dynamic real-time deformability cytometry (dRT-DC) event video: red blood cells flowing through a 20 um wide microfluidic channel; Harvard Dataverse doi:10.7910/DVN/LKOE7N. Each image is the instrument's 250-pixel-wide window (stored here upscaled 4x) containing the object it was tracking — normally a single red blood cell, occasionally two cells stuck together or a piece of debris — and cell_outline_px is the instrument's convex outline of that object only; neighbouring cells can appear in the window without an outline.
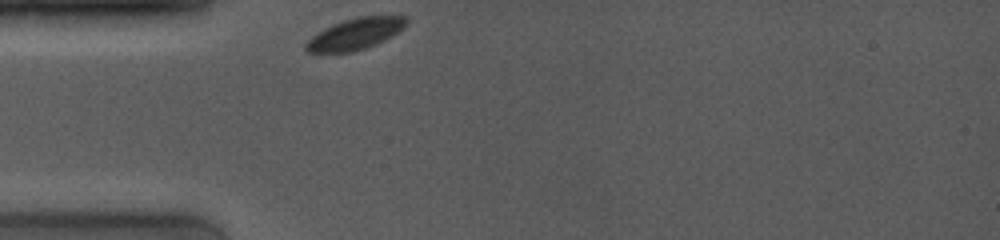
{"species": "common noctule bat (a hibernating species)", "species_latin": "Nyctalus noctula", "temperature_condition": "room temperature", "stored_images_in_passage": 12, "camera_frame_rate_fps": 4000, "um_per_image_px": 0.085, "animal": {"sex": "female", "body_mass_g": 19.0, "forearm_length_mm": 53.3}, "frame": {"image": 1, "passage_image": 1, "time_ms": 0.0, "image_size_px": [1000, 240], "cell_outline_px": [[408, 20], [396, 32], [384, 40], [376, 44], [352, 52], [308, 52], [304, 48], [304, 44], [316, 32], [332, 24], [356, 16], [404, 16]], "centroid_in_image_um": [30.12, 2.88], "position_along_channel_um": 54.9, "area_um2": 18.03}}
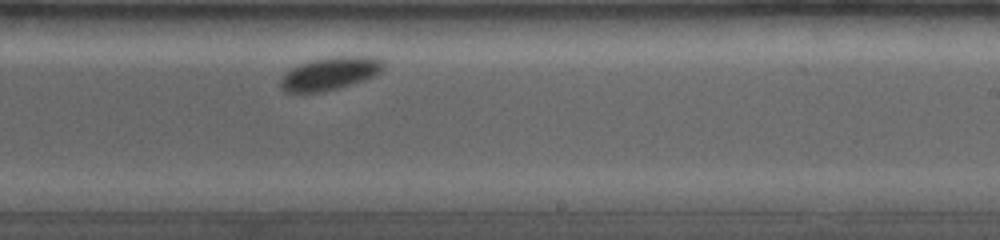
{"frame": {"image": 2, "passage_image": 12, "time_ms": 5.75, "image_size_px": [1000, 240], "cell_outline_px": [[384, 68], [376, 76], [364, 80], [336, 88], [320, 92], [284, 92], [280, 88], [280, 80], [292, 68], [300, 64], [312, 60], [328, 56], [372, 56], [384, 60]], "centroid_in_image_um": [28.09, 6.23], "position_along_channel_um": 260.9, "area_um2": 19.71}}